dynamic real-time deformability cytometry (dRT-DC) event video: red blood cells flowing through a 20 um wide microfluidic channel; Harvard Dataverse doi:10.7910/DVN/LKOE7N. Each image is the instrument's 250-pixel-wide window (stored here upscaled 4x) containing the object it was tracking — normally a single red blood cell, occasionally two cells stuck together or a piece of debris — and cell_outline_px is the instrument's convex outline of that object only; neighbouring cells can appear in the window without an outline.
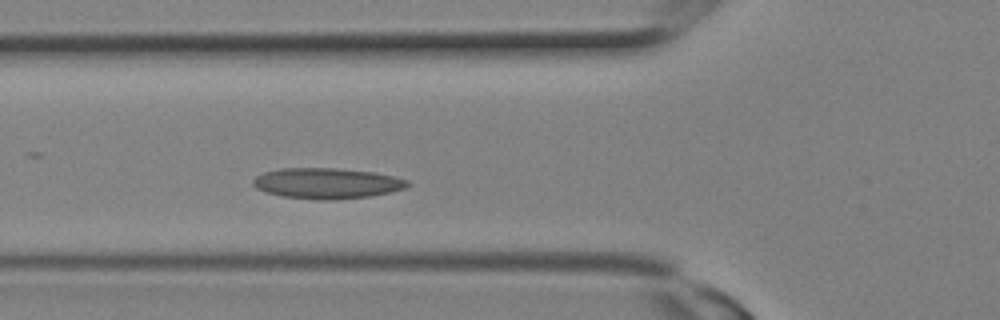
{"species": "Egyptian fruit bat (a non-hibernating species)", "species_latin": "Rousettus aegyptiacus", "temperature_condition": "room temperature", "stored_images_in_passage": 4, "camera_frame_rate_fps": 3000, "um_per_image_px": 0.085, "animal": {"sex": "female"}, "frame": {"image": 1, "passage_image": 4, "time_ms": 1.0, "image_size_px": [1000, 320], "cell_outline_px": [[412, 184], [404, 188], [392, 192], [368, 196], [332, 200], [320, 200], [284, 196], [268, 192], [256, 188], [252, 184], [252, 180], [256, 176], [264, 172], [280, 168], [336, 168], [372, 172], [392, 176], [408, 180]], "centroid_in_image_um": [27.79, 15.57], "position_along_channel_um": 98.0, "area_um2": 27.46}}